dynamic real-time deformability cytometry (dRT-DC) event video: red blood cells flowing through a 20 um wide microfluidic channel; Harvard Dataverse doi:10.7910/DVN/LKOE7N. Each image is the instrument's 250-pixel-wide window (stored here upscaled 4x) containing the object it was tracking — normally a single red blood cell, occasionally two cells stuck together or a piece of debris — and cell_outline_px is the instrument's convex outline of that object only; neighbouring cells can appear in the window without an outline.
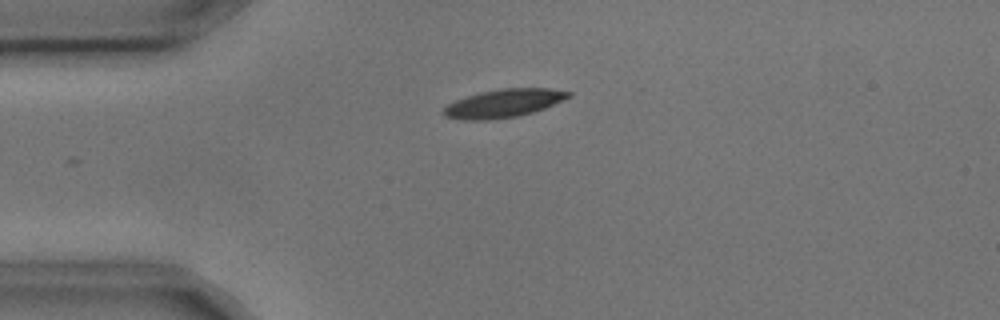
{"species": "common noctule bat (a hibernating species)", "species_latin": "Nyctalus noctula", "temperature_condition": "cold", "stored_images_in_passage": 2, "camera_frame_rate_fps": 3000, "um_per_image_px": 0.085, "animal": {"sex": "male", "body_mass_g": 17.9, "forearm_length_mm": 54.2}, "frame": {"image": 1, "passage_image": 2, "time_ms": 0.333, "image_size_px": [1000, 320], "cell_outline_px": [[572, 96], [544, 108], [532, 112], [516, 116], [488, 120], [464, 120], [444, 116], [444, 108], [448, 104], [456, 100], [480, 92], [500, 88], [548, 88], [572, 92]], "centroid_in_image_um": [42.82, 8.77], "position_along_channel_um": 42.2, "area_um2": 20.35}}